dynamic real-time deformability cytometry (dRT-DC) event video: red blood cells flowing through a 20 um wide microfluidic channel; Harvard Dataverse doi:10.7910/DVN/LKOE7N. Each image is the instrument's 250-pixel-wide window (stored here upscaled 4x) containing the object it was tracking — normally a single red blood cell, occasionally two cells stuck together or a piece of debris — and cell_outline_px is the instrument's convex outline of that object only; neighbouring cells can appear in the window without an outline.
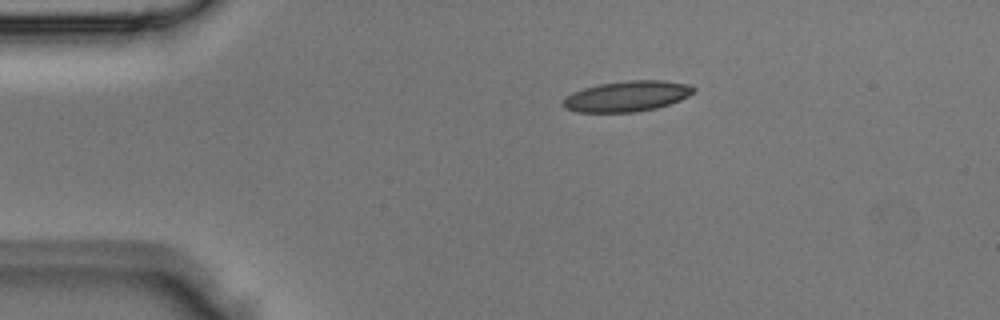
{"species": "Egyptian fruit bat (a non-hibernating species)", "species_latin": "Rousettus aegyptiacus", "temperature_condition": "room temperature", "stored_images_in_passage": 3, "camera_frame_rate_fps": 3000, "um_per_image_px": 0.085, "animal": {"sex": "male"}, "frame": {"image": 1, "passage_image": 3, "time_ms": 0.667, "image_size_px": [1000, 320], "cell_outline_px": [[696, 92], [680, 100], [656, 108], [636, 112], [576, 112], [564, 108], [560, 104], [560, 100], [572, 92], [584, 88], [600, 84], [628, 80], [664, 80], [688, 84], [696, 88]], "centroid_in_image_um": [53.27, 8.18], "position_along_channel_um": 31.7, "area_um2": 23.52}}